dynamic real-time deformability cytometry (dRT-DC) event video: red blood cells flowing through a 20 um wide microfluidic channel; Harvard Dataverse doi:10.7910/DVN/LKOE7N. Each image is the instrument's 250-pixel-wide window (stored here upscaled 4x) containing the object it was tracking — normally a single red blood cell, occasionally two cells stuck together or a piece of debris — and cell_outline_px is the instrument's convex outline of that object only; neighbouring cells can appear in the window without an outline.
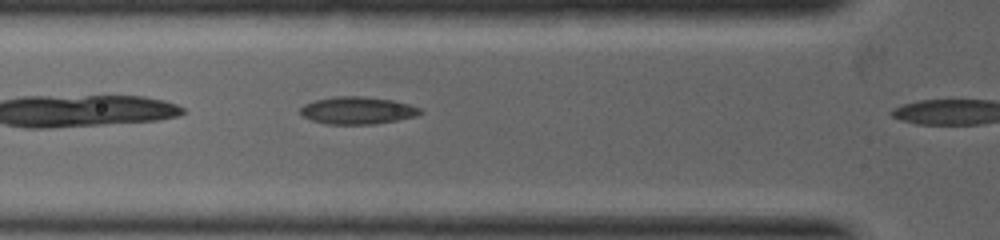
{"species": "common noctule bat (a hibernating species)", "species_latin": "Nyctalus noctula", "temperature_condition": "warm", "stored_images_in_passage": 7, "camera_frame_rate_fps": 5000, "um_per_image_px": 0.085, "animal": {"sex": "female", "body_mass_g": 19.0, "forearm_length_mm": 53.3}, "frame": {"image": 1, "passage_image": 5, "time_ms": 0.6, "image_size_px": [1000, 240], "cell_outline_px": [[424, 112], [416, 116], [396, 120], [372, 124], [328, 124], [312, 120], [304, 116], [300, 112], [300, 108], [304, 104], [316, 100], [336, 96], [360, 96], [392, 100], [408, 104], [420, 108]], "centroid_in_image_um": [30.39, 9.38], "position_along_channel_um": 95.4, "area_um2": 18.9}}